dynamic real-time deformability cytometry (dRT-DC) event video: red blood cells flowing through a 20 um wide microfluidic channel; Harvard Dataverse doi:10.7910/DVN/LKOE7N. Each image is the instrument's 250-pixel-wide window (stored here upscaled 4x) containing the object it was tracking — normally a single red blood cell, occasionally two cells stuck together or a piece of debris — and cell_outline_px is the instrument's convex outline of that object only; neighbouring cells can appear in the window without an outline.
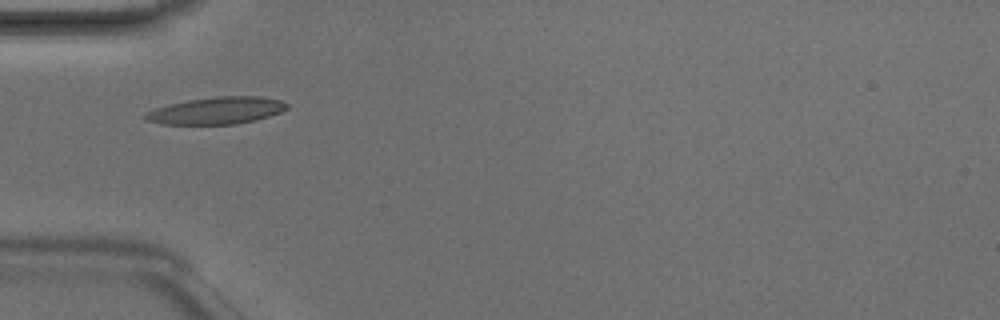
{"species": "Egyptian fruit bat (a non-hibernating species)", "species_latin": "Rousettus aegyptiacus", "temperature_condition": "room temperature", "stored_images_in_passage": 4, "camera_frame_rate_fps": 3000, "um_per_image_px": 0.085, "animal": {"sex": "male"}, "frame": {"image": 1, "passage_image": 3, "time_ms": 0.667, "image_size_px": [1000, 320], "cell_outline_px": [[288, 108], [280, 112], [268, 116], [236, 124], [160, 124], [148, 120], [144, 116], [144, 112], [168, 104], [188, 100], [220, 96], [260, 96], [280, 100], [288, 104]], "centroid_in_image_um": [18.39, 9.39], "position_along_channel_um": 66.6, "area_um2": 22.14}}